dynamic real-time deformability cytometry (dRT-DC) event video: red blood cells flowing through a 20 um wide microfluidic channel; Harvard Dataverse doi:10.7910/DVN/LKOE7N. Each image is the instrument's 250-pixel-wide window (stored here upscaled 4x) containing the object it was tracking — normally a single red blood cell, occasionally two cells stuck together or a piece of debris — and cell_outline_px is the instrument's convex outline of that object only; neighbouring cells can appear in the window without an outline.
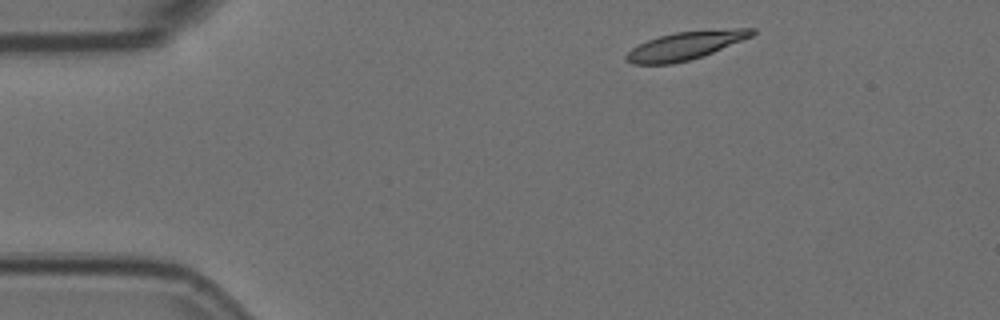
{"species": "Egyptian fruit bat (a non-hibernating species)", "species_latin": "Rousettus aegyptiacus", "temperature_condition": "room temperature", "stored_images_in_passage": 4, "camera_frame_rate_fps": 3000, "um_per_image_px": 0.085, "animal": {"sex": "female"}, "frame": {"image": 1, "passage_image": 1, "time_ms": 0.0, "image_size_px": [1000, 320], "cell_outline_px": [[756, 32], [752, 36], [704, 56], [692, 60], [672, 64], [632, 64], [624, 60], [624, 56], [632, 48], [648, 40], [660, 36], [676, 32], [732, 28], [756, 28]], "centroid_in_image_um": [58.27, 3.88], "position_along_channel_um": 26.7, "area_um2": 20.69}}
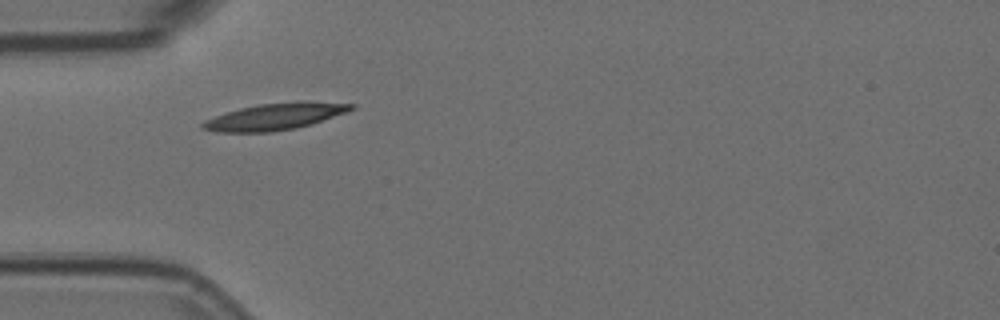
{"frame": {"image": 2, "passage_image": 3, "time_ms": 0.667, "image_size_px": [1000, 320], "cell_outline_px": [[356, 108], [348, 112], [312, 124], [296, 128], [272, 132], [216, 132], [200, 128], [200, 124], [204, 120], [240, 108], [260, 104], [300, 100], [308, 100], [356, 104]], "centroid_in_image_um": [23.44, 9.89], "position_along_channel_um": 61.6, "area_um2": 23.47}}
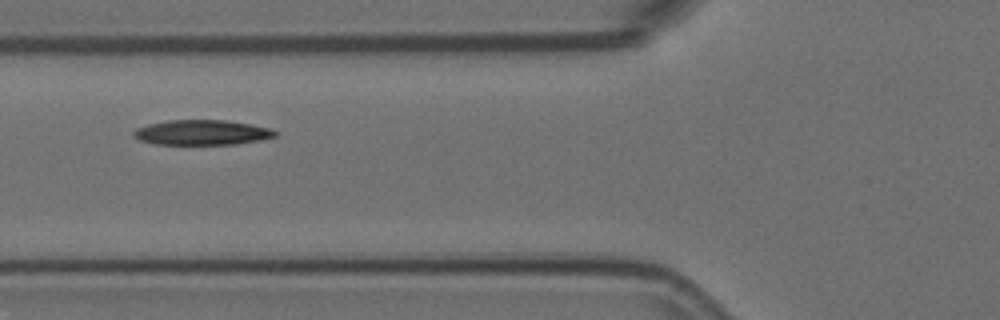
{"frame": {"image": 3, "passage_image": 4, "time_ms": 1.0, "image_size_px": [1000, 320], "cell_outline_px": [[280, 132], [276, 136], [260, 140], [236, 144], [152, 144], [140, 140], [132, 136], [132, 132], [136, 128], [148, 124], [168, 120], [224, 120], [272, 128]], "centroid_in_image_um": [17.16, 11.26], "position_along_channel_um": 108.6, "area_um2": 20.75}}